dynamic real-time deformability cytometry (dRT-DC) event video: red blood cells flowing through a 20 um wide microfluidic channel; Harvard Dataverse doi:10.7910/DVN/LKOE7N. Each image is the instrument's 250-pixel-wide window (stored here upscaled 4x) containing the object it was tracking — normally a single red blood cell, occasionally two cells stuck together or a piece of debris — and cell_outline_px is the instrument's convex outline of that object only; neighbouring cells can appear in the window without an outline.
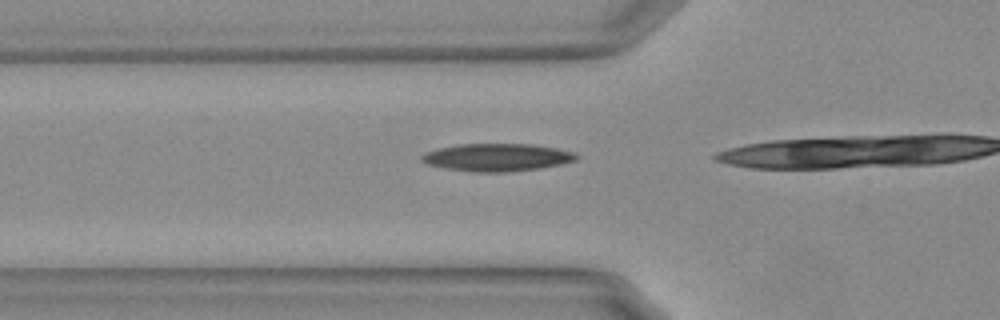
{"species": "Egyptian fruit bat (a non-hibernating species)", "species_latin": "Rousettus aegyptiacus", "temperature_condition": "warm", "stored_images_in_passage": 16, "camera_frame_rate_fps": 3000, "um_per_image_px": 0.085, "animal": {"sex": "female"}, "frame": {"image": 1, "passage_image": 12, "time_ms": 3.667, "image_size_px": [1000, 320], "cell_outline_px": [[580, 156], [576, 160], [560, 164], [540, 168], [504, 172], [472, 172], [444, 168], [428, 164], [420, 160], [420, 156], [424, 152], [440, 148], [460, 144], [532, 144], [556, 148], [572, 152]], "centroid_in_image_um": [42.22, 13.37], "position_along_channel_um": 83.6, "area_um2": 24.85}}